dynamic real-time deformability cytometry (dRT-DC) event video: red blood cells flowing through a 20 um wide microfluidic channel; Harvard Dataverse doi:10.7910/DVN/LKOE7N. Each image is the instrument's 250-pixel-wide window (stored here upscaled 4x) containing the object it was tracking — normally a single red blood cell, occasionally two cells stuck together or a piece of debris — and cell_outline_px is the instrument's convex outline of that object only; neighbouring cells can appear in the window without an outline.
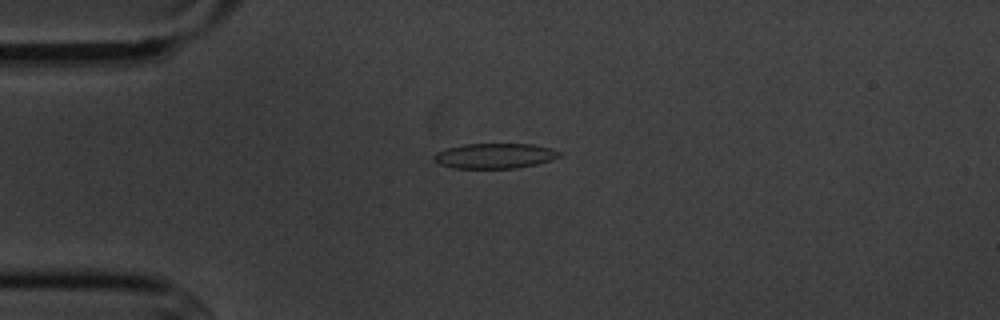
{"species": "common noctule bat (a hibernating species)", "species_latin": "Nyctalus noctula", "temperature_condition": "cold", "stored_images_in_passage": 3, "camera_frame_rate_fps": 3000, "um_per_image_px": 0.085, "animal": {"sex": "male", "body_mass_g": 20.1, "forearm_length_mm": 53.5}, "frame": {"image": 1, "passage_image": 1, "time_ms": 0.0, "image_size_px": [1000, 320], "cell_outline_px": [[564, 152], [560, 156], [536, 164], [516, 168], [452, 168], [440, 164], [432, 160], [432, 156], [436, 152], [448, 148], [464, 144], [532, 144]], "centroid_in_image_um": [42.01, 13.25], "position_along_channel_um": 43.0, "area_um2": 18.32}}
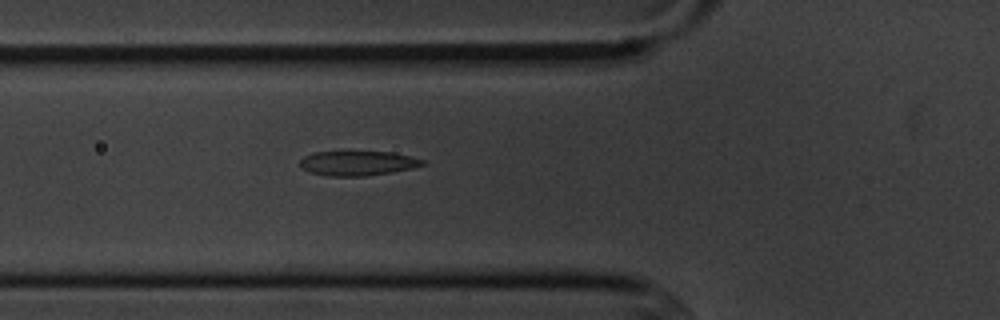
{"frame": {"image": 2, "passage_image": 3, "time_ms": 2.0, "image_size_px": [1000, 320], "cell_outline_px": [[428, 164], [412, 168], [392, 172], [364, 176], [328, 176], [308, 172], [300, 168], [300, 160], [304, 156], [312, 152], [392, 152], [424, 160]], "centroid_in_image_um": [30.37, 13.88], "position_along_channel_um": 95.4, "area_um2": 17.63}}